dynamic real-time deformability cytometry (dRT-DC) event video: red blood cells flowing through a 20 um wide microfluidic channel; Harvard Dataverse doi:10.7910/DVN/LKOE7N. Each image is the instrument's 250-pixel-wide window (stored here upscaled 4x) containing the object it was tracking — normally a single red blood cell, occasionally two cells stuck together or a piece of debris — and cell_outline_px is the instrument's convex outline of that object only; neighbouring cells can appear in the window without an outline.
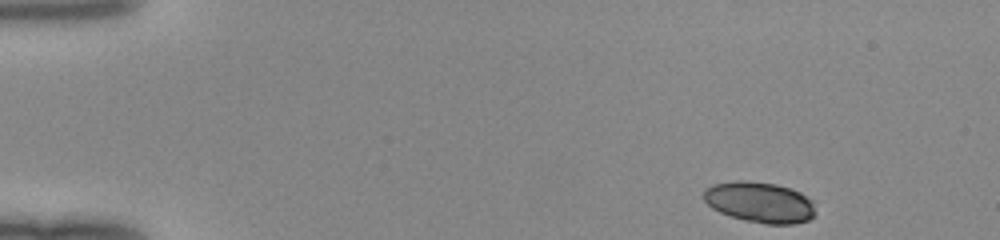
{"species": "human", "species_latin": "Homo sapiens", "temperature_condition": "room temperature", "stored_images_in_passage": 26, "camera_frame_rate_fps": 3000, "um_per_image_px": 0.085, "donor": {"sex": "female"}, "frame": {"image": 1, "passage_image": 1, "time_ms": 0.0, "image_size_px": [1000, 240], "cell_outline_px": [[816, 216], [808, 220], [792, 224], [764, 224], [744, 220], [720, 212], [712, 208], [704, 200], [704, 188], [712, 184], [736, 180], [744, 180], [776, 184], [792, 188], [800, 192], [812, 200], [816, 212]], "centroid_in_image_um": [64.6, 17.18], "position_along_channel_um": 20.4, "area_um2": 26.82}}
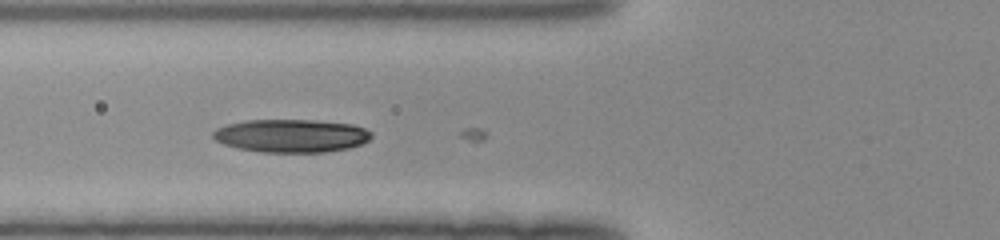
{"frame": {"image": 2, "passage_image": 15, "time_ms": 4.667, "image_size_px": [1000, 240], "cell_outline_px": [[372, 136], [368, 140], [360, 144], [348, 148], [324, 152], [260, 152], [236, 148], [224, 144], [216, 140], [212, 136], [212, 132], [216, 128], [228, 124], [248, 120], [312, 120], [352, 124], [364, 128], [372, 132]], "centroid_in_image_um": [24.74, 11.54], "position_along_channel_um": 101.1, "area_um2": 30.52}}
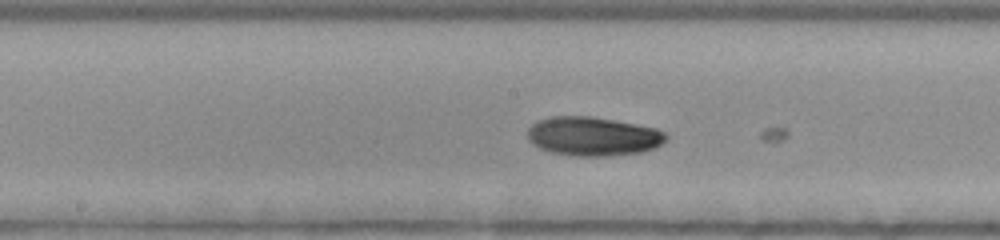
{"frame": {"image": 3, "passage_image": 22, "time_ms": 7.0, "image_size_px": [1000, 240], "cell_outline_px": [[668, 140], [652, 148], [640, 152], [608, 156], [576, 156], [552, 152], [540, 148], [532, 144], [528, 140], [528, 128], [532, 124], [548, 116], [592, 116], [636, 124], [656, 128], [664, 132], [668, 136]], "centroid_in_image_um": [50.4, 11.58], "position_along_channel_um": 197.8, "area_um2": 31.44}}